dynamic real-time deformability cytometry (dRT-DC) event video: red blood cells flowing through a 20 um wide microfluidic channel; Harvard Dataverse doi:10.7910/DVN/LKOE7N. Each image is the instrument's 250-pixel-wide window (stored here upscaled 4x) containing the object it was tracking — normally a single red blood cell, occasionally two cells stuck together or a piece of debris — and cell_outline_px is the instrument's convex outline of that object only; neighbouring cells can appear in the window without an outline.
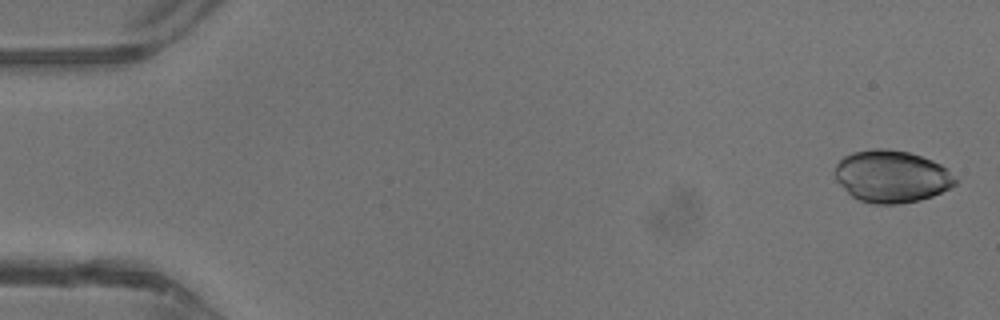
{"species": "common noctule bat (a hibernating species)", "species_latin": "Nyctalus noctula", "temperature_condition": "warm", "stored_images_in_passage": 44, "camera_frame_rate_fps": 3000, "um_per_image_px": 0.085, "animal": {"sex": "male", "body_mass_g": 13.3}, "frame": {"image": 1, "passage_image": 2, "time_ms": 0.333, "image_size_px": [1000, 320], "cell_outline_px": [[956, 184], [932, 196], [920, 200], [900, 204], [872, 204], [860, 200], [852, 196], [836, 180], [836, 164], [844, 156], [852, 152], [872, 148], [888, 148], [908, 152], [932, 160], [940, 164], [956, 180]], "centroid_in_image_um": [75.75, 14.99], "position_along_channel_um": 9.2, "area_um2": 36.36}}
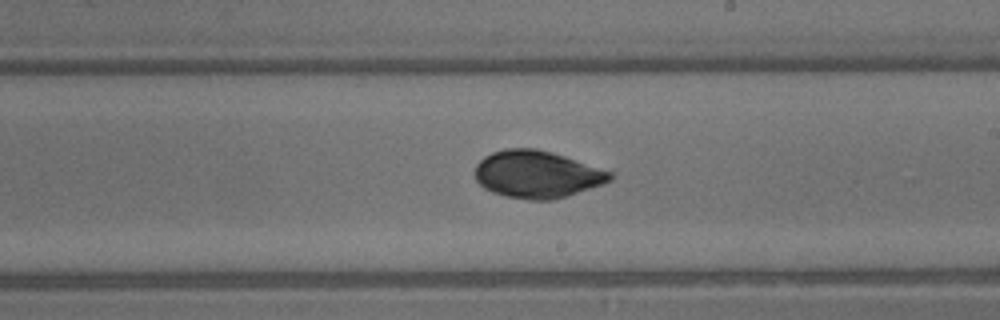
{"frame": {"image": 2, "passage_image": 26, "time_ms": 8.333, "image_size_px": [1000, 320], "cell_outline_px": [[612, 180], [568, 196], [552, 200], [528, 200], [508, 196], [492, 192], [484, 188], [476, 180], [476, 164], [484, 156], [492, 152], [504, 148], [536, 148], [552, 152], [612, 172]], "centroid_in_image_um": [45.62, 14.81], "position_along_channel_um": 243.4, "area_um2": 37.05}}
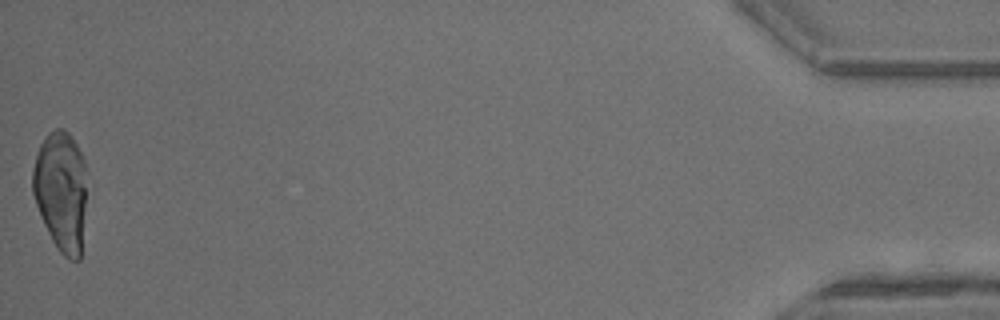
{"frame": {"image": 3, "passage_image": 44, "time_ms": 14.333, "image_size_px": [1000, 320], "cell_outline_px": [[84, 204], [80, 260], [68, 260], [56, 248], [40, 216], [32, 192], [32, 168], [36, 152], [40, 144], [48, 132], [56, 128], [64, 128], [72, 136], [84, 160]], "centroid_in_image_um": [5.14, 16.21], "position_along_channel_um": 430.1, "area_um2": 37.63}}